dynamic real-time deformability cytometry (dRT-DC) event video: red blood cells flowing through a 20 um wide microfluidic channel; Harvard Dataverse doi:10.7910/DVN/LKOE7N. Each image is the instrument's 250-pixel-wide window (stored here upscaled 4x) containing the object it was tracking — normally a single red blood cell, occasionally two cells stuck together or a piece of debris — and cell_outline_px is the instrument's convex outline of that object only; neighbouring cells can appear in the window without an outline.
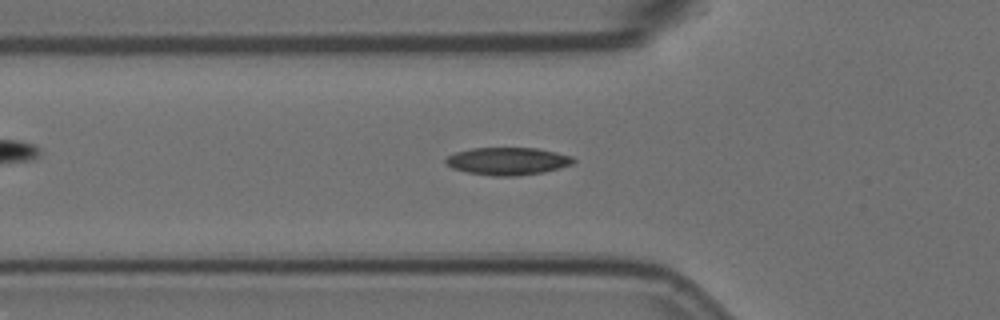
{"species": "Egyptian fruit bat (a non-hibernating species)", "species_latin": "Rousettus aegyptiacus", "temperature_condition": "room temperature", "stored_images_in_passage": 45, "camera_frame_rate_fps": 3000, "um_per_image_px": 0.085, "animal": {"sex": "female"}, "frame": {"image": 1, "passage_image": 15, "time_ms": 4.667, "image_size_px": [1000, 320], "cell_outline_px": [[576, 160], [572, 164], [560, 168], [544, 172], [516, 176], [492, 176], [468, 172], [452, 168], [444, 160], [448, 156], [456, 152], [472, 148], [536, 148], [556, 152], [572, 156]], "centroid_in_image_um": [43.18, 13.7], "position_along_channel_um": 82.6, "area_um2": 20.46}}
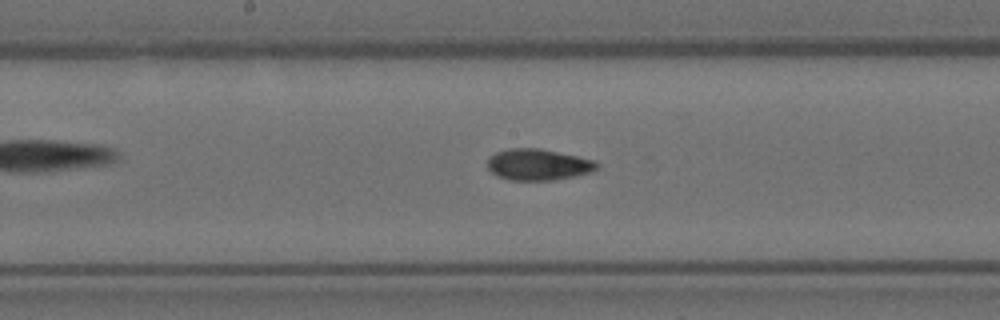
{"frame": {"image": 2, "passage_image": 25, "time_ms": 8.0, "image_size_px": [1000, 320], "cell_outline_px": [[600, 164], [592, 172], [576, 176], [552, 180], [508, 180], [496, 176], [488, 168], [488, 156], [496, 152], [508, 148], [540, 148], [596, 160]], "centroid_in_image_um": [45.74, 13.99], "position_along_channel_um": 202.5, "area_um2": 20.17}}
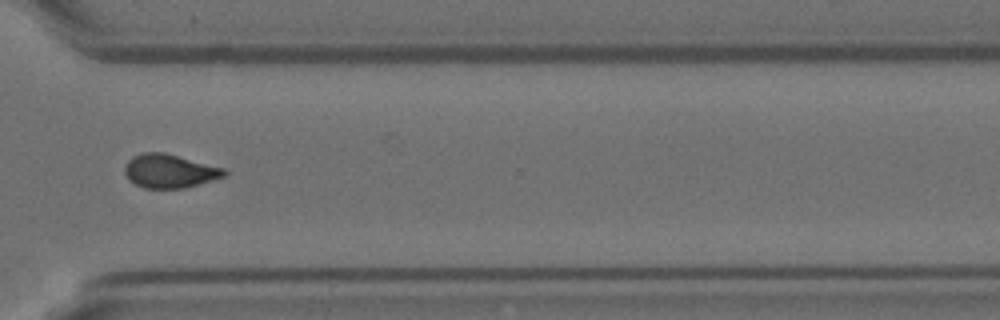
{"frame": {"image": 3, "passage_image": 38, "time_ms": 12.333, "image_size_px": [1000, 320], "cell_outline_px": [[228, 172], [224, 176], [212, 180], [184, 188], [144, 188], [128, 180], [124, 172], [124, 168], [128, 160], [132, 156], [144, 152], [164, 152], [224, 168]], "centroid_in_image_um": [14.38, 14.53], "position_along_channel_um": 356.2, "area_um2": 19.48}, "authors_computed_cell_mechanics": {"area_um2": 19.5942, "velocity_mm_per_s": 3.5603, "shape_relaxation_time_tau1_ms": 7.1991, "shape_relaxation_time_tau2_ms": 3.0872, "deformation_change_tau1": 0.1765, "deformation_change_tau2": 0.0765}}